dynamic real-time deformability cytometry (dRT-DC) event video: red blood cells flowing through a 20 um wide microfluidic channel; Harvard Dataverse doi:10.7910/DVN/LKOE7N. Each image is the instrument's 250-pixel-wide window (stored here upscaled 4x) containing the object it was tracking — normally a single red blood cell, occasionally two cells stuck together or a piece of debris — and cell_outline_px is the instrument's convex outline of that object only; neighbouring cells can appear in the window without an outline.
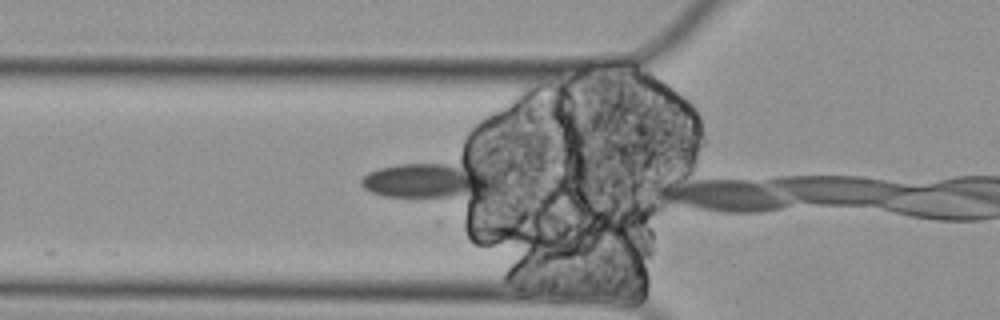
{"species": "Egyptian fruit bat (a non-hibernating species)", "species_latin": "Rousettus aegyptiacus", "temperature_condition": "cold", "stored_images_in_passage": 5, "camera_frame_rate_fps": 3000, "um_per_image_px": 0.085, "animal": {"sex": "female"}, "frame": {"image": 1, "passage_image": 4, "time_ms": 1.0, "image_size_px": [1000, 320], "cell_outline_px": [[496, 184], [488, 192], [456, 196], [384, 196], [372, 192], [364, 188], [360, 184], [360, 180], [368, 172], [380, 168], [396, 164], [468, 164], [484, 168], [496, 176]], "centroid_in_image_um": [36.45, 15.32], "position_along_channel_um": 89.3, "area_um2": 27.34}}